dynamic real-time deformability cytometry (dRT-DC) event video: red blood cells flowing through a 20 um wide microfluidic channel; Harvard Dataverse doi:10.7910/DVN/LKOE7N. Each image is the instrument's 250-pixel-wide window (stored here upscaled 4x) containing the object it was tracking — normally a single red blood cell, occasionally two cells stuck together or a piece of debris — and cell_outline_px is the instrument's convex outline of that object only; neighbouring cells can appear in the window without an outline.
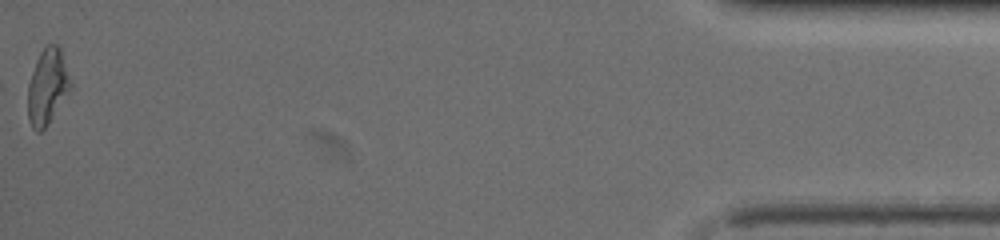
{"species": "common noctule bat (a hibernating species)", "species_latin": "Nyctalus noctula", "temperature_condition": "warm", "stored_images_in_passage": 47, "camera_frame_rate_fps": 3000, "um_per_image_px": 0.085, "animal": {"sex": "female", "body_mass_g": 19.5, "forearm_length_mm": 54.1}, "frame": {"image": 1, "passage_image": 47, "time_ms": 13.0, "image_size_px": [1000, 240], "cell_outline_px": [[72, 84], [48, 124], [40, 132], [36, 132], [32, 128], [28, 120], [28, 84], [36, 60], [40, 52], [48, 44], [56, 44], [60, 48]], "centroid_in_image_um": [4.0, 7.37], "position_along_channel_um": 431.2, "area_um2": 18.44}, "authors_computed_cell_mechanics": {"area_um2": 17.2244, "velocity_mm_per_s": 4.0631, "shape_relaxation_time_tau1_ms": 9.1845, "shape_relaxation_time_tau2_ms": 2.595, "deformation_change_tau1": 0.2518, "deformation_change_tau2": 0.0986}}